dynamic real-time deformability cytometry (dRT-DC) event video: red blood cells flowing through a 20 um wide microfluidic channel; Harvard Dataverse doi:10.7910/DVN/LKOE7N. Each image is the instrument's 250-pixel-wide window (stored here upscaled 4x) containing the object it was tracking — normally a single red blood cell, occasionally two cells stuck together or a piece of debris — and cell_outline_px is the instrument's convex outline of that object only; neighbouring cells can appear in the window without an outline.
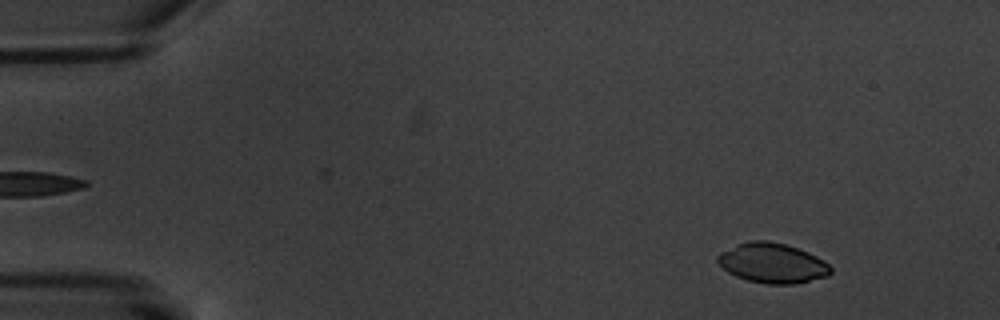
{"species": "common noctule bat (a hibernating species)", "species_latin": "Nyctalus noctula", "temperature_condition": "warm", "stored_images_in_passage": 5, "camera_frame_rate_fps": 3000, "um_per_image_px": 0.085, "animal": {"sex": "male", "body_mass_g": 20.1, "forearm_length_mm": 53.5}, "frame": {"image": 1, "passage_image": 1, "time_ms": 0.0, "image_size_px": [1000, 320], "cell_outline_px": [[832, 272], [828, 276], [796, 284], [768, 284], [748, 280], [736, 276], [728, 272], [716, 260], [716, 256], [720, 252], [748, 240], [768, 240], [784, 244], [808, 252], [824, 260], [832, 268]], "centroid_in_image_um": [65.66, 22.36], "position_along_channel_um": 19.3, "area_um2": 26.24}}